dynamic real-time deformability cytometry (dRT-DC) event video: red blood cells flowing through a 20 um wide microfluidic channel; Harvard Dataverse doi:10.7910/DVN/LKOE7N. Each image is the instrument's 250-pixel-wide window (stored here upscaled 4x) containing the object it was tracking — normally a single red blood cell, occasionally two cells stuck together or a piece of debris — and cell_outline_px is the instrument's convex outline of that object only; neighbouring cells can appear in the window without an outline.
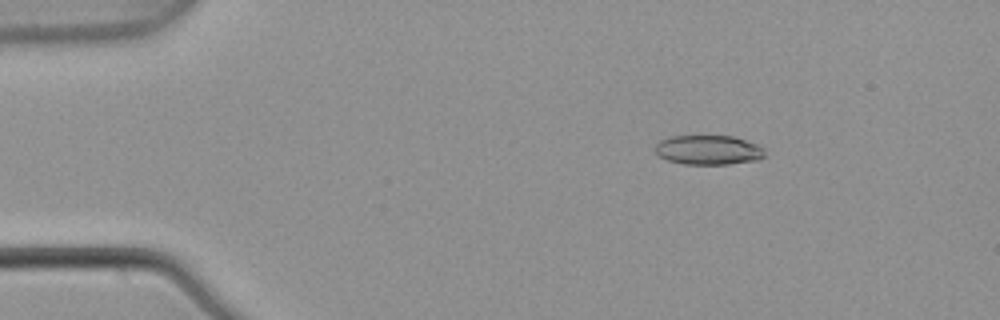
{"species": "common noctule bat (a hibernating species)", "species_latin": "Nyctalus noctula", "temperature_condition": "warm", "stored_images_in_passage": 5, "camera_frame_rate_fps": 3000, "um_per_image_px": 0.085, "animal": {"sex": "male", "body_mass_g": 21.5, "forearm_length_mm": 52.0}, "frame": {"image": 1, "passage_image": 3, "time_ms": 0.667, "image_size_px": [1000, 320], "cell_outline_px": [[764, 156], [756, 160], [728, 164], [684, 164], [668, 160], [660, 156], [656, 152], [656, 144], [660, 140], [672, 136], [732, 136], [756, 144], [764, 148]], "centroid_in_image_um": [60.21, 12.75], "position_along_channel_um": 24.8, "area_um2": 18.61}}
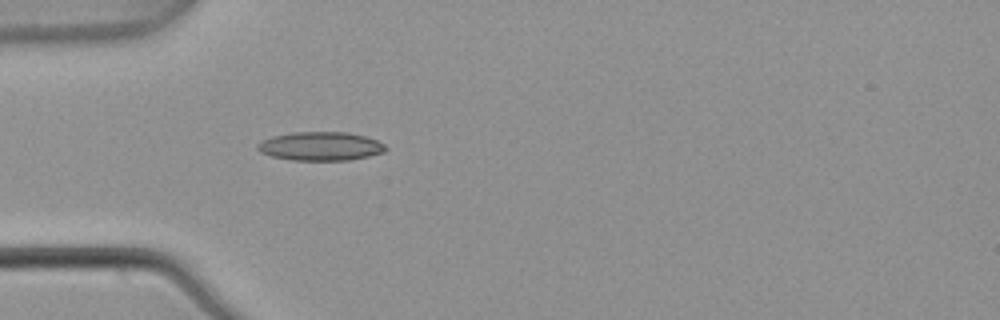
{"frame": {"image": 2, "passage_image": 5, "time_ms": 1.333, "image_size_px": [1000, 320], "cell_outline_px": [[388, 148], [384, 152], [368, 156], [348, 160], [292, 160], [272, 156], [260, 152], [256, 148], [256, 144], [260, 140], [272, 136], [292, 132], [348, 132], [364, 136], [376, 140], [384, 144]], "centroid_in_image_um": [27.21, 12.42], "position_along_channel_um": 57.8, "area_um2": 21.5}}